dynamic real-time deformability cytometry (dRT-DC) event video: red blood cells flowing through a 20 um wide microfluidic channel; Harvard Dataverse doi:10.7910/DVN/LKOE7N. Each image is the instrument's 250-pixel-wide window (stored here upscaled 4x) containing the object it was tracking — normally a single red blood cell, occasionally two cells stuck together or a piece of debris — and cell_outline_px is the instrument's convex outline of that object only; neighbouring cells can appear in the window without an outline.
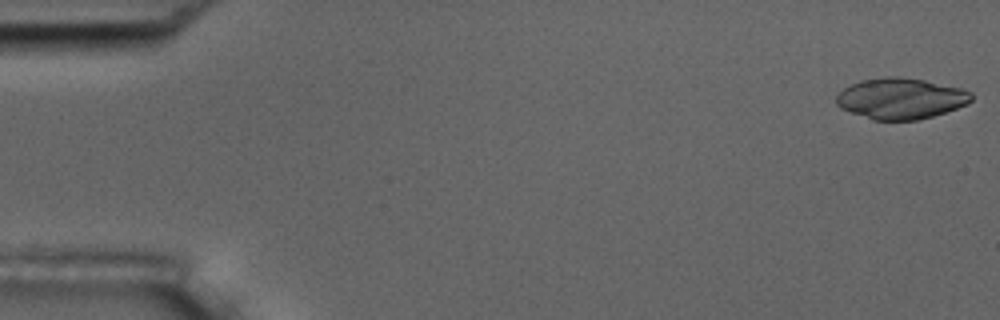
{"species": "common noctule bat (a hibernating species)", "species_latin": "Nyctalus noctula", "temperature_condition": "room temperature", "stored_images_in_passage": 6, "camera_frame_rate_fps": 3000, "um_per_image_px": 0.085, "animal": {"sex": "male", "body_mass_g": 17.5, "forearm_length_mm": 52.3}, "frame": {"image": 1, "passage_image": 1, "time_ms": 0.0, "image_size_px": [1000, 320], "cell_outline_px": [[972, 100], [968, 104], [932, 116], [916, 120], [872, 120], [840, 108], [836, 104], [836, 96], [844, 88], [860, 80], [884, 76], [900, 76], [924, 80], [960, 88], [972, 92]], "centroid_in_image_um": [76.55, 8.36], "position_along_channel_um": 8.5, "area_um2": 32.25}}